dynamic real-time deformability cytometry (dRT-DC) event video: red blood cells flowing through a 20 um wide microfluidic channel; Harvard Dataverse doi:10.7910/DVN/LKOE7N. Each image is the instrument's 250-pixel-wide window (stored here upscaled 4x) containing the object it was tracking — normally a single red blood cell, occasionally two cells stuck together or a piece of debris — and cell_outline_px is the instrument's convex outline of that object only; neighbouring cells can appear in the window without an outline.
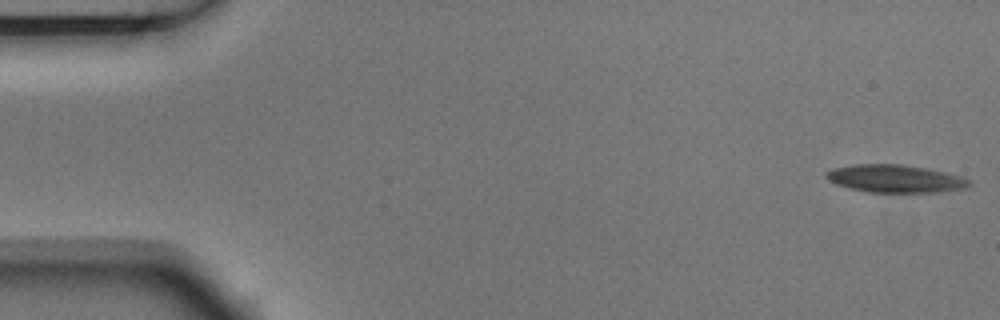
{"species": "Egyptian fruit bat (a non-hibernating species)", "species_latin": "Rousettus aegyptiacus", "temperature_condition": "room temperature", "stored_images_in_passage": 5, "camera_frame_rate_fps": 3000, "um_per_image_px": 0.085, "animal": {"sex": "male"}, "frame": {"image": 1, "passage_image": 1, "time_ms": 0.0, "image_size_px": [1000, 320], "cell_outline_px": [[972, 184], [968, 188], [940, 192], [868, 192], [848, 188], [836, 184], [828, 180], [824, 176], [824, 172], [832, 168], [852, 164], [900, 164], [928, 168], [960, 176], [972, 180]], "centroid_in_image_um": [76.09, 15.18], "position_along_channel_um": 8.9, "area_um2": 23.47}}
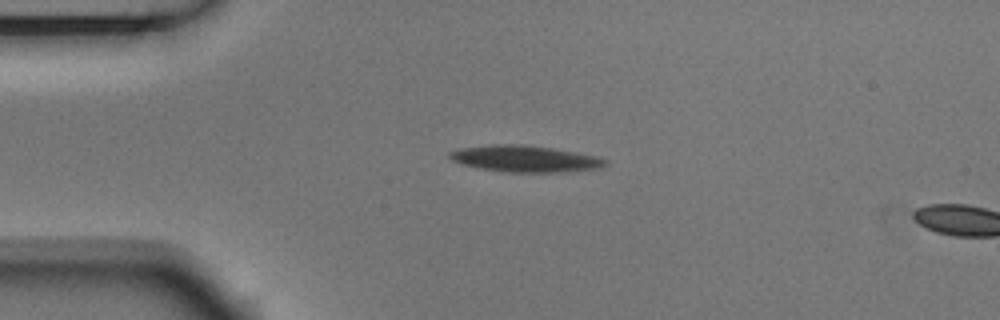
{"frame": {"image": 2, "passage_image": 4, "time_ms": 1.0, "image_size_px": [1000, 320], "cell_outline_px": [[608, 164], [600, 168], [556, 172], [508, 172], [480, 168], [464, 164], [452, 160], [448, 156], [448, 152], [460, 148], [492, 144], [524, 144], [552, 148], [600, 156], [608, 160]], "centroid_in_image_um": [44.66, 13.48], "position_along_channel_um": 40.3, "area_um2": 24.04}}